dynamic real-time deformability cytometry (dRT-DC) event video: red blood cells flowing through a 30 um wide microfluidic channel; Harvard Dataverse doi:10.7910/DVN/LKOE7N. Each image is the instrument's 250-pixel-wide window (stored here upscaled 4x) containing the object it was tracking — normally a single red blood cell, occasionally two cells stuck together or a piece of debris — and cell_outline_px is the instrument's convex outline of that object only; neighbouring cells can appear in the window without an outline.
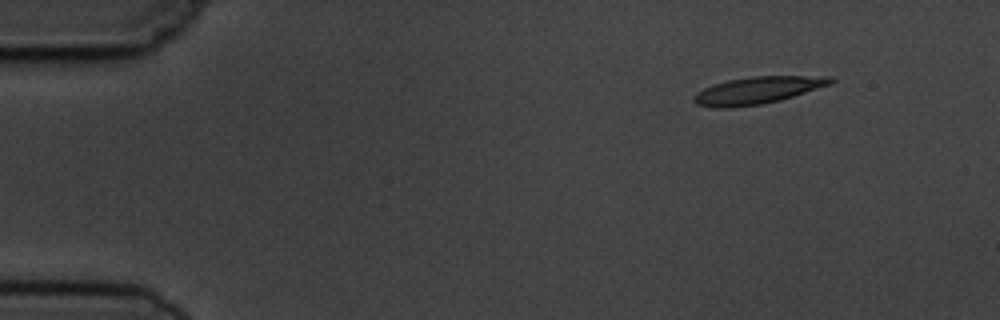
{"species": "common noctule bat (a hibernating species)", "species_latin": "Nyctalus noctula", "temperature_condition": "cold", "stored_images_in_passage": 4, "camera_frame_rate_fps": 3000, "um_per_image_px": 0.085, "animal": {"sex": "male", "body_mass_g": 19.5, "forearm_length_mm": 54.6}, "frame": {"image": 1, "passage_image": 1, "time_ms": 0.0, "image_size_px": [1000, 320], "cell_outline_px": [[836, 80], [832, 84], [780, 100], [760, 104], [728, 108], [716, 108], [696, 104], [692, 100], [692, 96], [696, 92], [704, 88], [728, 80], [752, 76], [832, 76]], "centroid_in_image_um": [64.4, 7.67], "position_along_channel_um": 20.6, "area_um2": 21.62}}
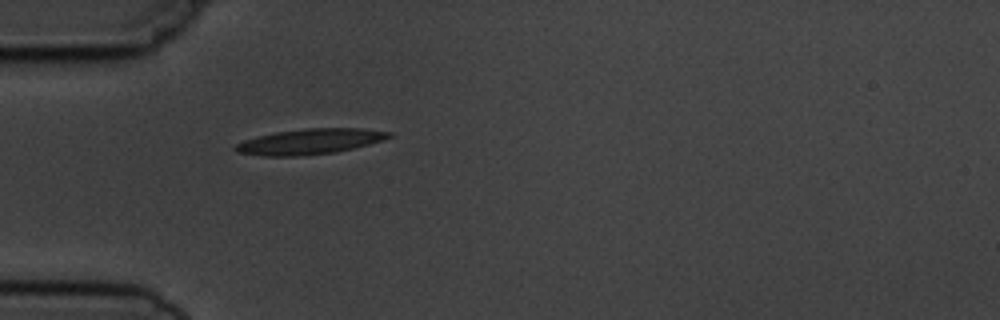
{"frame": {"image": 2, "passage_image": 4, "time_ms": 3.333, "image_size_px": [1000, 320], "cell_outline_px": [[392, 136], [384, 140], [336, 152], [300, 156], [264, 156], [236, 152], [232, 148], [236, 144], [244, 140], [256, 136], [276, 132], [304, 128], [360, 128], [392, 132]], "centroid_in_image_um": [26.31, 12.03], "position_along_channel_um": 58.7, "area_um2": 22.83}}